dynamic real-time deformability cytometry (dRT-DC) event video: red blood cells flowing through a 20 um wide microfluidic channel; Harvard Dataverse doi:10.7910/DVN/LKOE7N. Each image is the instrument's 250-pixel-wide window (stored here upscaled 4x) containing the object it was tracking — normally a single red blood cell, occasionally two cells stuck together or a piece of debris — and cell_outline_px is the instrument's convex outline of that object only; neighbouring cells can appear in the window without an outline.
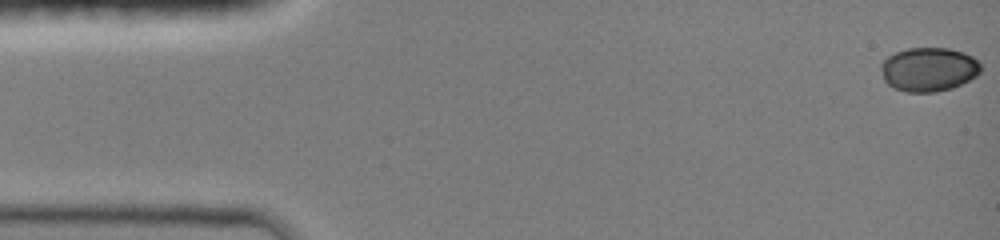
{"species": "common noctule bat (a hibernating species)", "species_latin": "Nyctalus noctula", "temperature_condition": "room temperature", "stored_images_in_passage": 49, "camera_frame_rate_fps": 3000, "um_per_image_px": 0.085, "animal": {"sex": "female", "body_mass_g": 19.0, "forearm_length_mm": 51.5}, "frame": {"image": 1, "passage_image": 1, "time_ms": 0.0, "image_size_px": [1000, 240], "cell_outline_px": [[980, 72], [976, 76], [952, 88], [936, 92], [908, 92], [892, 88], [884, 80], [880, 68], [880, 64], [888, 56], [896, 52], [908, 48], [948, 48], [964, 52], [972, 56], [980, 64]], "centroid_in_image_um": [78.91, 5.9], "position_along_channel_um": 6.1, "area_um2": 25.61}}
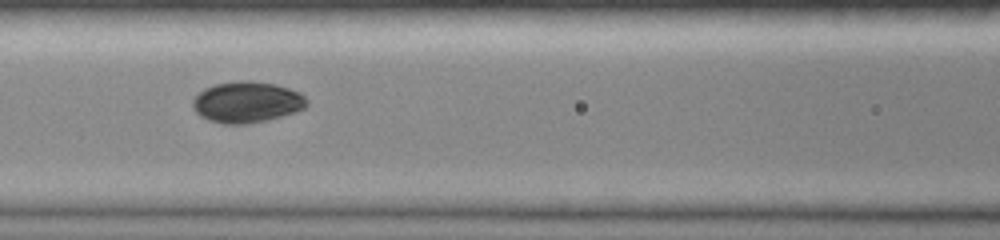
{"frame": {"image": 2, "passage_image": 22, "time_ms": 6.333, "image_size_px": [1000, 240], "cell_outline_px": [[308, 104], [304, 108], [296, 112], [264, 120], [244, 124], [224, 124], [208, 120], [200, 116], [196, 112], [192, 104], [192, 100], [204, 88], [216, 84], [240, 80], [248, 80], [276, 84], [300, 92], [308, 100]], "centroid_in_image_um": [20.99, 8.67], "position_along_channel_um": 145.6, "area_um2": 27.28}}
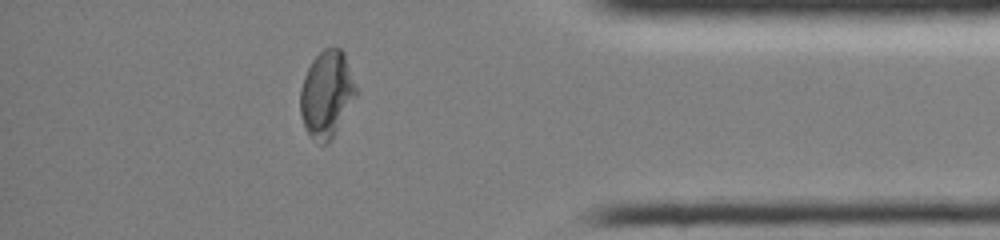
{"frame": {"image": 3, "passage_image": 43, "time_ms": 13.0, "image_size_px": [1000, 240], "cell_outline_px": [[356, 96], [328, 144], [320, 144], [312, 140], [308, 136], [304, 128], [300, 112], [300, 88], [304, 76], [312, 60], [324, 48], [340, 48], [344, 52], [356, 88]], "centroid_in_image_um": [27.73, 8.03], "position_along_channel_um": 407.5, "area_um2": 28.03}, "authors_computed_cell_mechanics": {"area_um2": 26.877, "velocity_mm_per_s": 4.1879, "shape_relaxation_time_tau1_ms": 2.6778, "shape_relaxation_time_tau2_ms": 2.0729, "deformation_change_tau1": 0.119, "deformation_change_tau2": 0.0286}}